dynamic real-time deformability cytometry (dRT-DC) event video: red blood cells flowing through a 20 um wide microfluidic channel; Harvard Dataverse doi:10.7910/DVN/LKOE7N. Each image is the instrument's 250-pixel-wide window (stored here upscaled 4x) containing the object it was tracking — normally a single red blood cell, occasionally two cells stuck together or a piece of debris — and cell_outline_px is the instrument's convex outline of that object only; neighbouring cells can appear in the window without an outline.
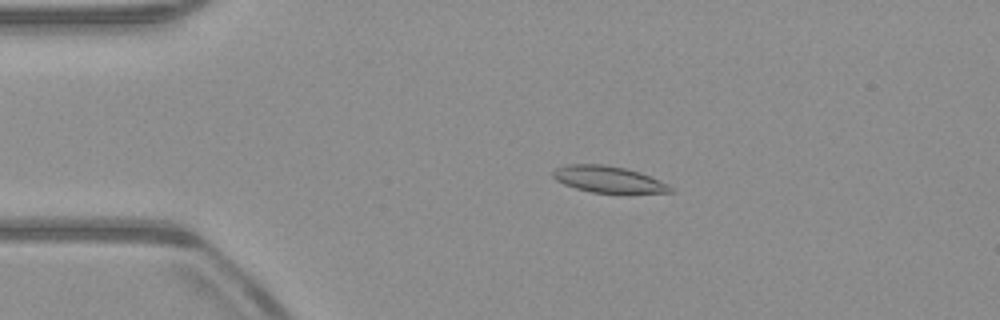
{"species": "common noctule bat (a hibernating species)", "species_latin": "Nyctalus noctula", "temperature_condition": "warm", "stored_images_in_passage": 53, "camera_frame_rate_fps": 3000, "um_per_image_px": 0.085, "animal": {"sex": "male", "body_mass_g": 23.1, "forearm_length_mm": 52.7}, "frame": {"image": 1, "passage_image": 11, "time_ms": 3.333, "image_size_px": [1000, 320], "cell_outline_px": [[676, 192], [592, 192], [576, 188], [564, 184], [556, 180], [552, 176], [552, 172], [556, 168], [568, 164], [604, 164], [624, 168], [640, 172], [668, 184]], "centroid_in_image_um": [51.68, 15.23], "position_along_channel_um": 33.3, "area_um2": 17.8}}
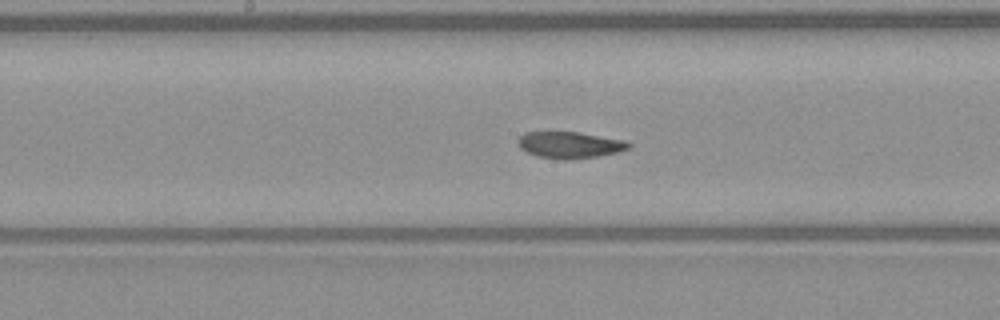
{"frame": {"image": 2, "passage_image": 27, "time_ms": 8.667, "image_size_px": [1000, 320], "cell_outline_px": [[632, 148], [616, 152], [596, 156], [572, 160], [560, 160], [536, 156], [520, 148], [520, 136], [524, 132], [580, 132], [624, 140], [632, 144]], "centroid_in_image_um": [48.46, 12.32], "position_along_channel_um": 199.7, "area_um2": 17.11}}
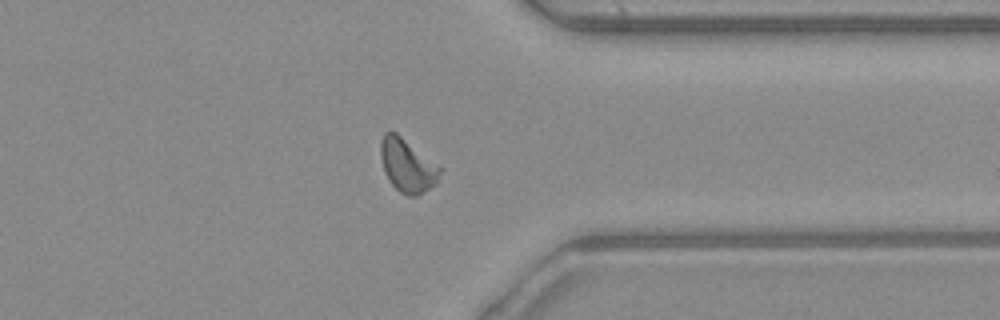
{"frame": {"image": 3, "passage_image": 41, "time_ms": 13.333, "image_size_px": [1000, 320], "cell_outline_px": [[444, 168], [436, 184], [416, 196], [408, 196], [400, 192], [388, 180], [384, 172], [380, 156], [380, 140], [384, 132], [396, 132]], "centroid_in_image_um": [34.64, 14.06], "position_along_channel_um": 376.8, "area_um2": 18.73}, "authors_computed_cell_mechanics": {"area_um2": 17.6868, "velocity_mm_per_s": 3.9302, "shape_relaxation_time_tau1_ms": 8.6729, "shape_relaxation_time_tau2_ms": 1.9987, "deformation_change_tau1": 0.1982, "deformation_change_tau2": 0.0608}}